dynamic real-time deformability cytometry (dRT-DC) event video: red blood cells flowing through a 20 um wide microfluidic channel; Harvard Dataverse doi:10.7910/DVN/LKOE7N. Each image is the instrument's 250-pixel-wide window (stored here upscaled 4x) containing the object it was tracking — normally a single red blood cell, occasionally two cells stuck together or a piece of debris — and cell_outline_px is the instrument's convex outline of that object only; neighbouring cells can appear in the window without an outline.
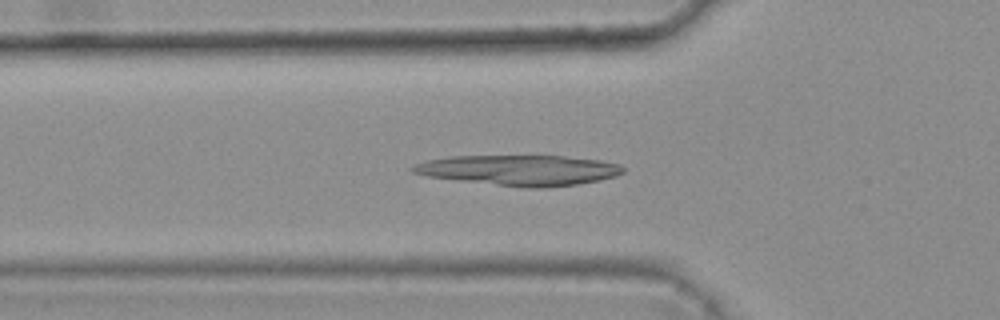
{"species": "common noctule bat (a hibernating species)", "species_latin": "Nyctalus noctula", "temperature_condition": "warm", "stored_images_in_passage": 45, "camera_frame_rate_fps": 3000, "um_per_image_px": 0.085, "animal": {"sex": "female", "body_mass_g": 25.1}, "frame": {"image": 1, "passage_image": 18, "time_ms": 5.667, "image_size_px": [1000, 320], "cell_outline_px": [[624, 172], [616, 176], [600, 180], [576, 184], [544, 188], [524, 188], [428, 176], [412, 172], [408, 168], [416, 164], [428, 160], [448, 156], [564, 156], [600, 160], [620, 164], [624, 168]], "centroid_in_image_um": [44.17, 14.46], "position_along_channel_um": 81.6, "area_um2": 37.11}}
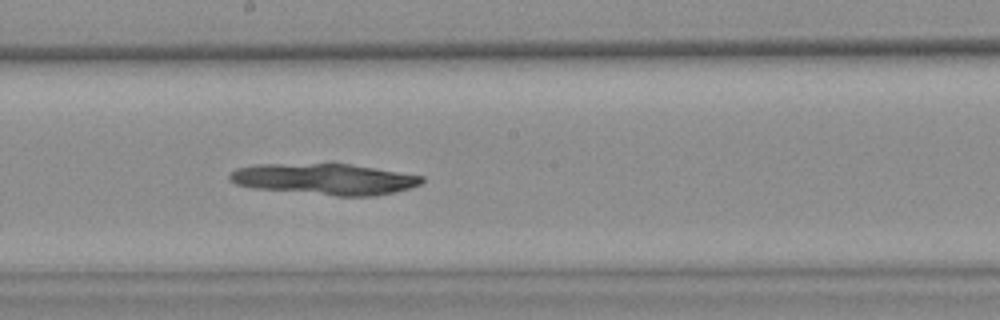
{"frame": {"image": 2, "passage_image": 29, "time_ms": 9.333, "image_size_px": [1000, 320], "cell_outline_px": [[424, 180], [420, 184], [408, 188], [392, 192], [372, 196], [336, 196], [252, 188], [236, 184], [228, 180], [228, 176], [236, 168], [256, 164], [332, 160], [424, 176]], "centroid_in_image_um": [27.54, 15.16], "position_along_channel_um": 220.7, "area_um2": 36.36}}
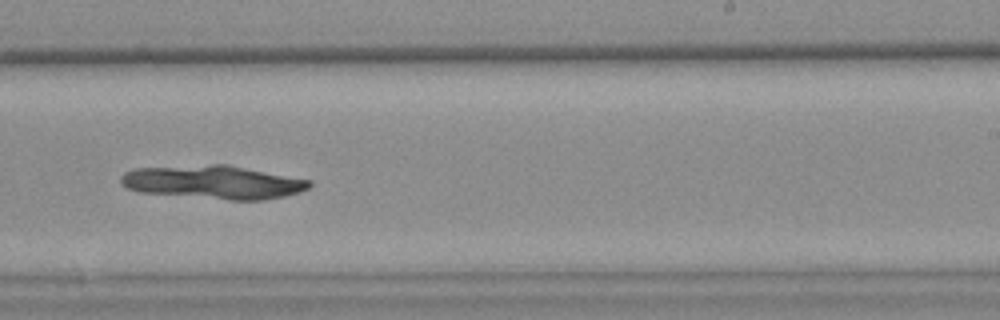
{"frame": {"image": 3, "passage_image": 33, "time_ms": 10.667, "image_size_px": [1000, 320], "cell_outline_px": [[312, 184], [308, 188], [300, 192], [284, 196], [264, 200], [228, 200], [140, 192], [128, 188], [120, 184], [120, 176], [124, 172], [136, 168], [212, 164], [228, 164], [312, 180]], "centroid_in_image_um": [18.15, 15.48], "position_along_channel_um": 270.9, "area_um2": 36.99}}